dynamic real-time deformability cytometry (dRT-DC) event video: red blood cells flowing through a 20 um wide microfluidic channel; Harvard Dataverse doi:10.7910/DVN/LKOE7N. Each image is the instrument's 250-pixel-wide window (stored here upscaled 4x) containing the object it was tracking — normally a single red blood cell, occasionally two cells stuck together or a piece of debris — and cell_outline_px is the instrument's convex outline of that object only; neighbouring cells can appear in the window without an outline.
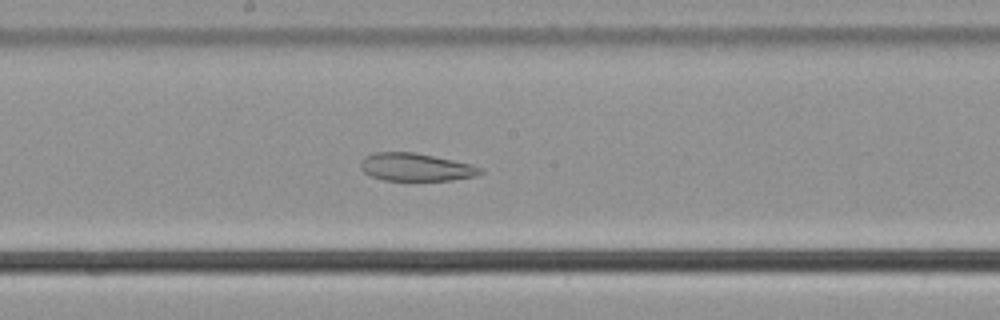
{"species": "common noctule bat (a hibernating species)", "species_latin": "Nyctalus noctula", "temperature_condition": "cold", "stored_images_in_passage": 52, "camera_frame_rate_fps": 3000, "um_per_image_px": 0.085, "animal": {"sex": "male", "body_mass_g": 21.5, "forearm_length_mm": 52.0}, "frame": {"image": 1, "passage_image": 26, "time_ms": 8.333, "image_size_px": [1000, 320], "cell_outline_px": [[484, 172], [476, 176], [452, 180], [384, 180], [368, 176], [360, 168], [360, 160], [364, 156], [376, 152], [412, 152], [472, 164], [484, 168]], "centroid_in_image_um": [35.33, 14.21], "position_along_channel_um": 212.9, "area_um2": 19.54}}
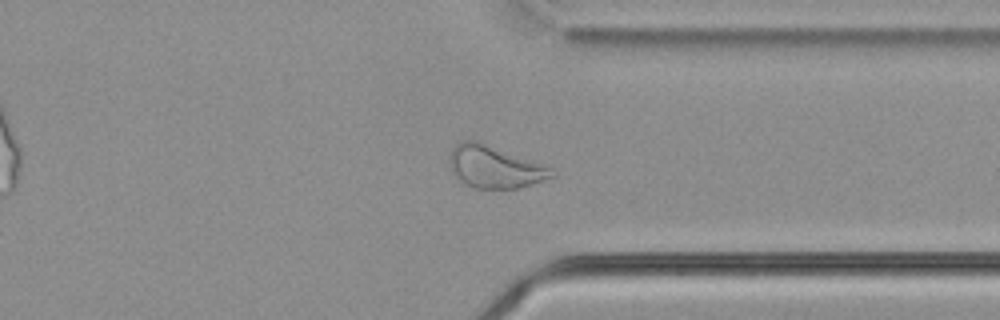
{"frame": {"image": 2, "passage_image": 39, "time_ms": 12.667, "image_size_px": [1000, 320], "cell_outline_px": [[556, 176], [532, 184], [516, 188], [472, 188], [460, 184], [452, 172], [448, 164], [448, 156], [452, 148], [460, 140], [476, 140], [540, 164], [556, 172]], "centroid_in_image_um": [41.94, 14.2], "position_along_channel_um": 369.5, "area_um2": 25.14}}
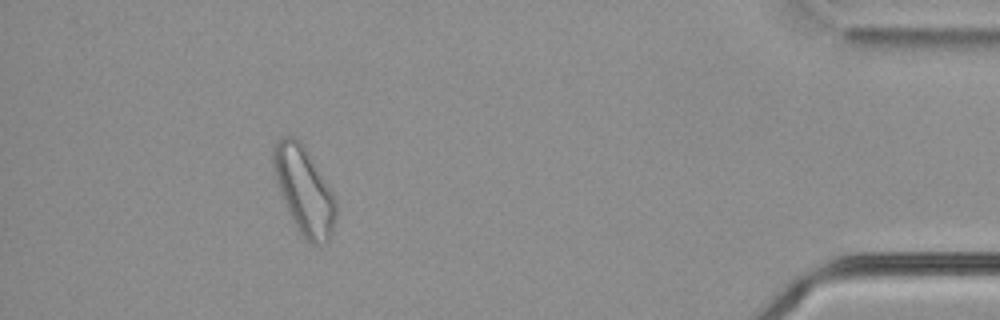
{"frame": {"image": 3, "passage_image": 47, "time_ms": 15.333, "image_size_px": [1000, 320], "cell_outline_px": [[336, 216], [332, 232], [328, 240], [324, 244], [316, 248], [296, 228], [288, 212], [280, 192], [272, 168], [272, 148], [276, 140], [280, 136], [296, 136], [300, 140], [308, 152], [332, 192], [336, 200]], "centroid_in_image_um": [25.82, 16.17], "position_along_channel_um": 409.4, "area_um2": 31.91}, "authors_computed_cell_mechanics": {"area_um2": 28.1197, "velocity_mm_per_s": 3.6136, "shape_relaxation_time_tau1_ms": null, "shape_relaxation_time_tau2_ms": 3.3117, "deformation_change_tau1": null, "deformation_change_tau2": 0.1029}}